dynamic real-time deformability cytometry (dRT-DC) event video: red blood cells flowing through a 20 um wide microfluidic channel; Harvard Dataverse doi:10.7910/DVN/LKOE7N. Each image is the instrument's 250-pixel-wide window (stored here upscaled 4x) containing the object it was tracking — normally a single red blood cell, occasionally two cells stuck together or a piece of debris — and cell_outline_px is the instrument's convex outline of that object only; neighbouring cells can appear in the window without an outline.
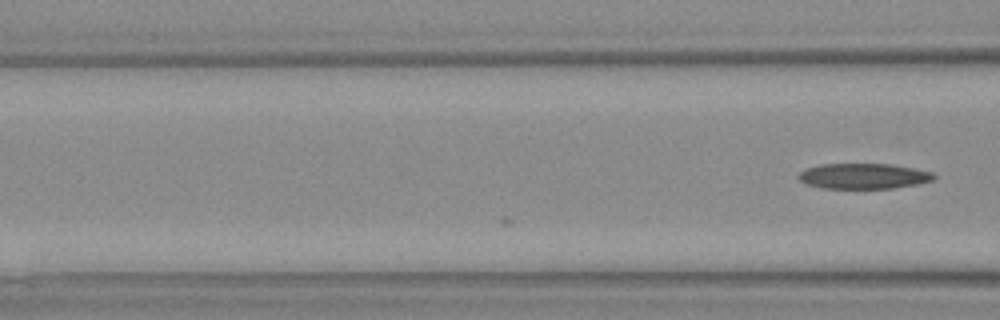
{"species": "Egyptian fruit bat (a non-hibernating species)", "species_latin": "Rousettus aegyptiacus", "temperature_condition": "warm", "stored_images_in_passage": 4, "camera_frame_rate_fps": 3000, "um_per_image_px": 0.085, "animal": {"sex": "female"}, "frame": {"image": 1, "passage_image": 4, "time_ms": 1.0, "image_size_px": [1000, 320], "cell_outline_px": [[936, 176], [932, 180], [916, 184], [892, 188], [820, 188], [804, 184], [796, 176], [800, 172], [808, 168], [820, 164], [888, 164], [912, 168], [932, 172]], "centroid_in_image_um": [73.34, 14.97], "position_along_channel_um": 93.3, "area_um2": 19.94}}